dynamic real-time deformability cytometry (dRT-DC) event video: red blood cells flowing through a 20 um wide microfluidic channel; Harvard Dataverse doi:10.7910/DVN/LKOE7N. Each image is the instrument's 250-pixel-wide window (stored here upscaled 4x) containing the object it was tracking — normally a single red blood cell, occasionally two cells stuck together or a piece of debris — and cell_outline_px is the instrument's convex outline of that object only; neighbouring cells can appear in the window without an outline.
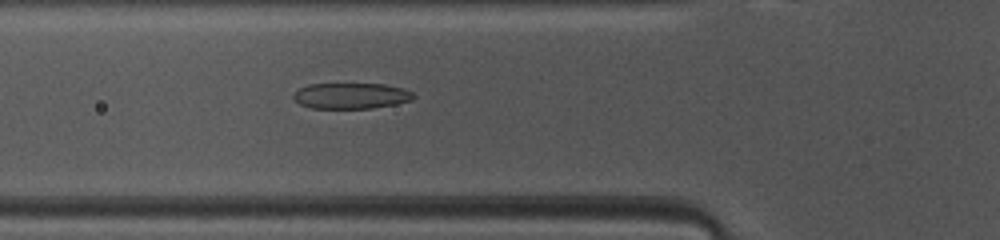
{"species": "common noctule bat (a hibernating species)", "species_latin": "Nyctalus noctula", "temperature_condition": "warm", "stored_images_in_passage": 36, "camera_frame_rate_fps": 3000, "um_per_image_px": 0.085, "animal": {"sex": "female", "body_mass_g": 10.0, "forearm_length_mm": 53.1}, "frame": {"image": 1, "passage_image": 10, "time_ms": 3.0, "image_size_px": [1000, 240], "cell_outline_px": [[416, 96], [412, 100], [396, 104], [372, 108], [312, 108], [300, 104], [292, 96], [300, 88], [308, 84], [384, 84], [404, 88], [412, 92]], "centroid_in_image_um": [29.88, 8.14], "position_along_channel_um": 95.9, "area_um2": 18.03}}
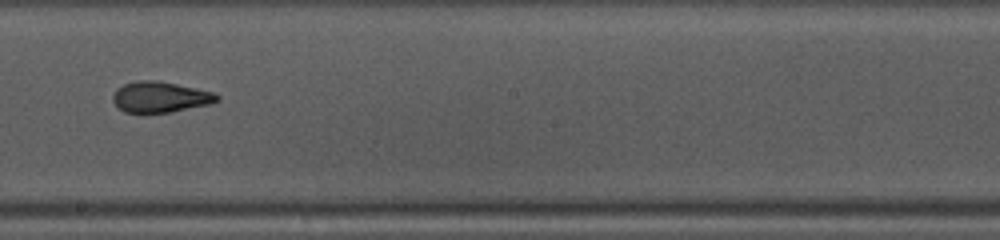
{"frame": {"image": 2, "passage_image": 20, "time_ms": 6.333, "image_size_px": [1000, 240], "cell_outline_px": [[220, 100], [212, 104], [168, 112], [124, 112], [112, 100], [112, 96], [116, 88], [124, 84], [136, 80], [156, 80], [176, 84], [212, 92], [220, 96]], "centroid_in_image_um": [13.61, 8.24], "position_along_channel_um": 234.6, "area_um2": 18.55}}
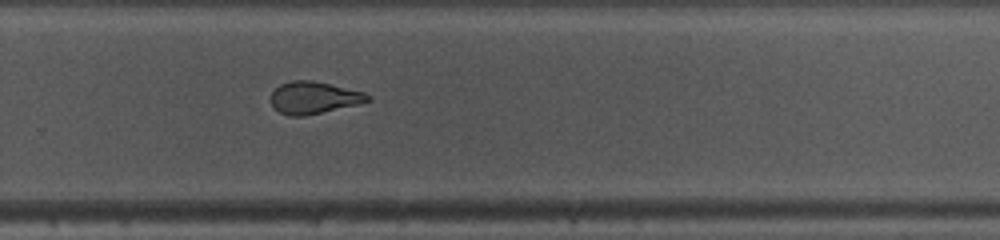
{"frame": {"image": 3, "passage_image": 25, "time_ms": 8.0, "image_size_px": [1000, 240], "cell_outline_px": [[372, 100], [360, 104], [304, 116], [288, 116], [280, 112], [272, 104], [272, 92], [280, 84], [292, 80], [308, 80], [328, 84], [364, 92], [372, 96]], "centroid_in_image_um": [26.71, 8.31], "position_along_channel_um": 303.1, "area_um2": 17.98}, "authors_computed_cell_mechanics": {"area_um2": 19.1896, "velocity_mm_per_s": 4.1316, "shape_relaxation_time_tau1_ms": 6.8779, "shape_relaxation_time_tau2_ms": 2.6987, "deformation_change_tau1": 0.2294, "deformation_change_tau2": 0.0678}}